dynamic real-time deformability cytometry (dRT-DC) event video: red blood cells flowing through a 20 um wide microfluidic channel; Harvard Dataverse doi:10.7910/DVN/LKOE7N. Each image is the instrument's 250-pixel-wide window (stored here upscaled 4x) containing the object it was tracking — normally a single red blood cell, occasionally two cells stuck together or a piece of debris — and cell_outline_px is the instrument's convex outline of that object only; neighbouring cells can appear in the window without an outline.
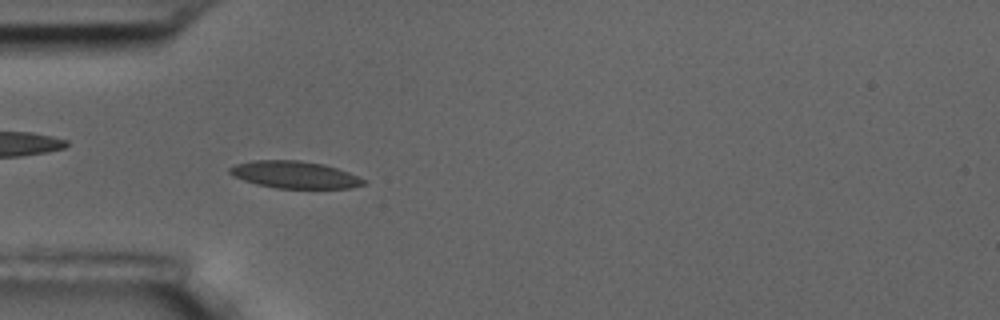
{"species": "common noctule bat (a hibernating species)", "species_latin": "Nyctalus noctula", "temperature_condition": "room temperature", "stored_images_in_passage": 46, "camera_frame_rate_fps": 3000, "um_per_image_px": 0.085, "animal": {"sex": "male", "body_mass_g": 17.5, "forearm_length_mm": 52.3}, "frame": {"image": 1, "passage_image": 7, "time_ms": 2.0, "image_size_px": [1000, 320], "cell_outline_px": [[368, 180], [364, 184], [352, 188], [276, 188], [256, 184], [232, 176], [228, 172], [228, 168], [236, 164], [252, 160], [300, 160], [324, 164], [348, 172]], "centroid_in_image_um": [25.04, 14.85], "position_along_channel_um": 60.0, "area_um2": 21.27}, "authors_computed_cell_mechanics": {"area_um2": 20.519, "velocity_mm_per_s": 3.5611, "shape_relaxation_time_tau1_ms": 5.7096, "shape_relaxation_time_tau2_ms": 1.5079, "deformation_change_tau1": 0.1247, "deformation_change_tau2": 0.0584}}